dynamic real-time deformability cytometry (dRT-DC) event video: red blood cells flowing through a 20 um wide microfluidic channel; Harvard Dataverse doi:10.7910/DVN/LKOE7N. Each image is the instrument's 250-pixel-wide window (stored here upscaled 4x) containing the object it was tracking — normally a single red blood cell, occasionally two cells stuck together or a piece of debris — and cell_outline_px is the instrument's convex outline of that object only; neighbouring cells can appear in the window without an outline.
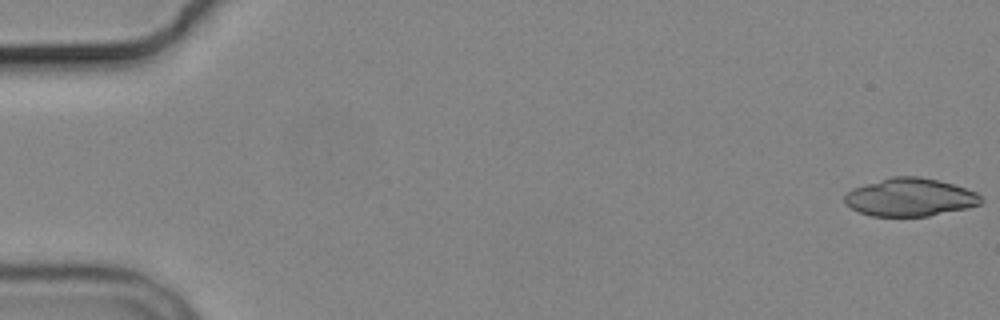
{"species": "common noctule bat (a hibernating species)", "species_latin": "Nyctalus noctula", "temperature_condition": "cold", "stored_images_in_passage": 6, "camera_frame_rate_fps": 3000, "um_per_image_px": 0.085, "animal": {"sex": "male", "body_mass_g": 19.2, "forearm_length_mm": 51.8}, "frame": {"image": 1, "passage_image": 1, "time_ms": 0.0, "image_size_px": [1000, 320], "cell_outline_px": [[984, 200], [980, 204], [968, 208], [928, 216], [872, 216], [860, 212], [852, 208], [844, 200], [844, 196], [852, 188], [892, 176], [920, 176], [940, 180], [976, 192]], "centroid_in_image_um": [77.37, 16.76], "position_along_channel_um": 7.6, "area_um2": 30.11}}